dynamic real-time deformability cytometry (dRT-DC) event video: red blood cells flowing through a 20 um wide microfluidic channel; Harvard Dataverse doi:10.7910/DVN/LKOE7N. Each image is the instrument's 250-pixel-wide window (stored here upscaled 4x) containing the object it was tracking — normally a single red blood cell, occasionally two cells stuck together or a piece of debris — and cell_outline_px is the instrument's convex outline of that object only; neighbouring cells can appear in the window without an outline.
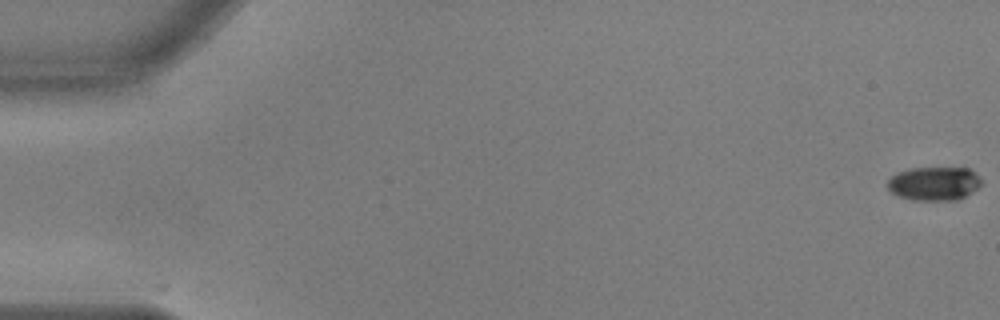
{"species": "common noctule bat (a hibernating species)", "species_latin": "Nyctalus noctula", "temperature_condition": "warm", "stored_images_in_passage": 56, "camera_frame_rate_fps": 3000, "um_per_image_px": 0.085, "animal": {"sex": "male", "body_mass_g": 17.9, "forearm_length_mm": 54.2}, "frame": {"image": 1, "passage_image": 1, "time_ms": 0.0, "image_size_px": [1000, 320], "cell_outline_px": [[980, 184], [972, 192], [960, 200], [916, 200], [900, 196], [892, 192], [888, 188], [888, 180], [892, 176], [900, 172], [912, 168], [968, 168], [980, 176]], "centroid_in_image_um": [79.43, 15.6], "position_along_channel_um": 5.6, "area_um2": 18.21}}
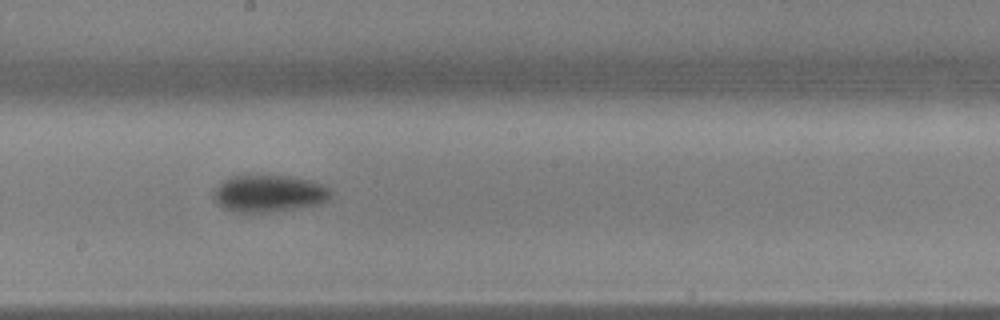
{"frame": {"image": 2, "passage_image": 32, "time_ms": 10.333, "image_size_px": [1000, 320], "cell_outline_px": [[332, 196], [328, 200], [320, 204], [296, 208], [268, 212], [240, 212], [224, 208], [212, 196], [216, 188], [224, 180], [232, 176], [244, 172], [288, 176], [312, 180], [328, 188], [332, 192]], "centroid_in_image_um": [22.86, 16.4], "position_along_channel_um": 225.3, "area_um2": 25.78}}
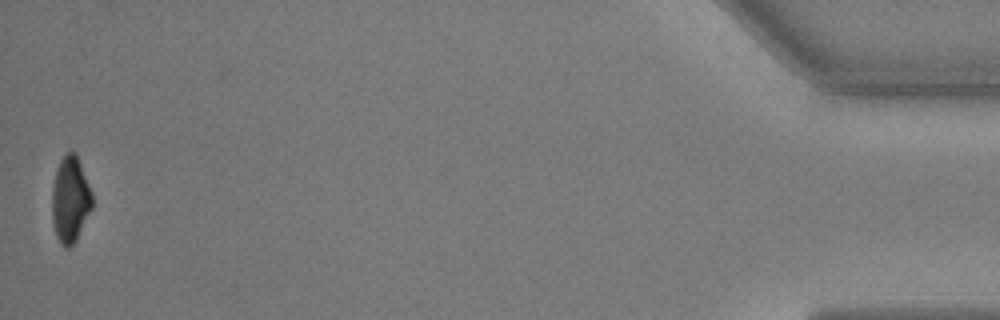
{"frame": {"image": 3, "passage_image": 56, "time_ms": 18.333, "image_size_px": [1000, 320], "cell_outline_px": [[92, 208], [76, 240], [68, 248], [64, 248], [60, 244], [56, 236], [52, 224], [52, 188], [56, 168], [60, 160], [68, 152], [76, 152], [92, 192]], "centroid_in_image_um": [5.96, 16.97], "position_along_channel_um": 429.2, "area_um2": 20.29}, "authors_computed_cell_mechanics": {"area_um2": 21.9929, "velocity_mm_per_s": 3.6745, "shape_relaxation_time_tau1_ms": 4.8494, "shape_relaxation_time_tau2_ms": null, "deformation_change_tau1": 0.1653, "deformation_change_tau2": null}}